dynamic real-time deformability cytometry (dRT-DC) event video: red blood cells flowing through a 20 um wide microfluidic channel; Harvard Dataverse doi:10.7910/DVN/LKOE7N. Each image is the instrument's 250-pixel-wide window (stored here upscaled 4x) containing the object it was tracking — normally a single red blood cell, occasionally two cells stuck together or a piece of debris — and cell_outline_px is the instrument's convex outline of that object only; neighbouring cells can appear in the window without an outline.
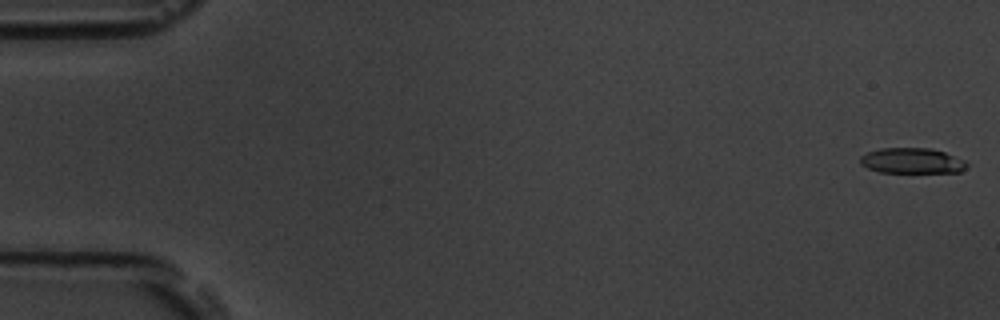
{"species": "common noctule bat (a hibernating species)", "species_latin": "Nyctalus noctula", "temperature_condition": "room temperature", "stored_images_in_passage": 54, "camera_frame_rate_fps": 3000, "um_per_image_px": 0.085, "animal": {"sex": "male", "body_mass_g": 19.5, "forearm_length_mm": 54.6}, "frame": {"image": 1, "passage_image": 1, "time_ms": 0.0, "image_size_px": [1000, 320], "cell_outline_px": [[968, 164], [960, 172], [880, 172], [868, 168], [860, 164], [860, 156], [868, 152], [880, 148], [928, 148], [944, 152], [964, 160]], "centroid_in_image_um": [77.49, 13.66], "position_along_channel_um": 7.5, "area_um2": 15.66}}
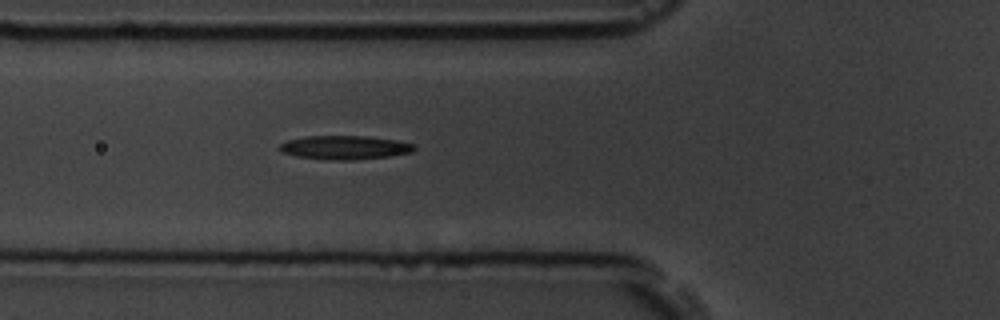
{"frame": {"image": 2, "passage_image": 20, "time_ms": 6.333, "image_size_px": [1000, 320], "cell_outline_px": [[416, 148], [412, 152], [388, 156], [352, 160], [324, 160], [296, 156], [280, 152], [280, 144], [288, 140], [304, 136], [364, 136], [400, 140], [416, 144]], "centroid_in_image_um": [29.32, 12.53], "position_along_channel_um": 96.5, "area_um2": 18.84}}
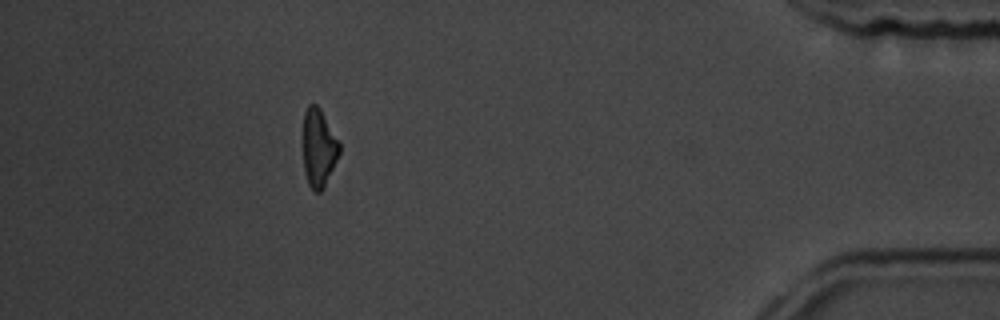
{"frame": {"image": 3, "passage_image": 49, "time_ms": 16.0, "image_size_px": [1000, 320], "cell_outline_px": [[340, 152], [320, 192], [312, 192], [308, 184], [304, 172], [304, 112], [308, 104], [316, 104], [320, 108], [340, 144]], "centroid_in_image_um": [27.07, 12.56], "position_along_channel_um": 408.1, "area_um2": 16.13}, "authors_computed_cell_mechanics": {"area_um2": 17.9469, "velocity_mm_per_s": 3.7701, "shape_relaxation_time_tau1_ms": 4.3344, "shape_relaxation_time_tau2_ms": 4.0955, "deformation_change_tau1": 0.1379, "deformation_change_tau2": 0.144}}